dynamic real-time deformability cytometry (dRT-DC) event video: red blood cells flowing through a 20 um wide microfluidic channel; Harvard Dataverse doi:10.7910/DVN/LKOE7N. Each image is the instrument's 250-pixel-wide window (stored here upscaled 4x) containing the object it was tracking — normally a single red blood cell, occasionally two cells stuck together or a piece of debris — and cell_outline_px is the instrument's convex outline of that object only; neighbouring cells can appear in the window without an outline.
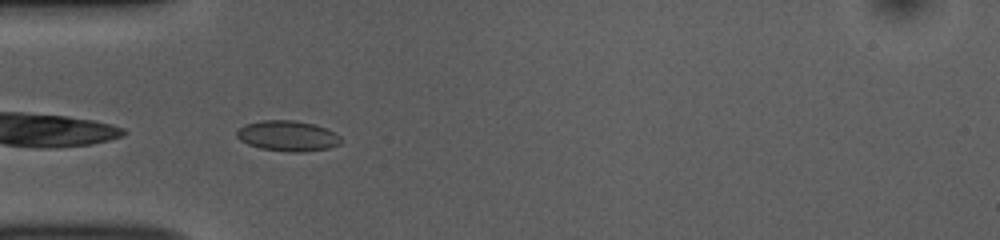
{"species": "common noctule bat (a hibernating species)", "species_latin": "Nyctalus noctula", "temperature_condition": "room temperature", "stored_images_in_passage": 38, "camera_frame_rate_fps": 3000, "um_per_image_px": 0.085, "animal": {"sex": "female", "body_mass_g": 10.0, "forearm_length_mm": 53.1}, "frame": {"image": 1, "passage_image": 1, "time_ms": 0.0, "image_size_px": [1000, 240], "cell_outline_px": [[344, 140], [340, 144], [328, 148], [304, 152], [288, 152], [260, 148], [248, 144], [240, 140], [236, 136], [236, 132], [244, 124], [264, 120], [292, 120], [312, 124], [324, 128], [340, 136]], "centroid_in_image_um": [24.44, 11.56], "position_along_channel_um": 60.6, "area_um2": 18.44}}
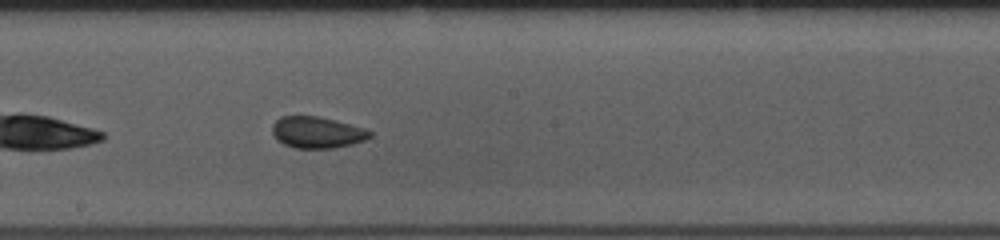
{"frame": {"image": 2, "passage_image": 14, "time_ms": 4.333, "image_size_px": [1000, 240], "cell_outline_px": [[372, 136], [364, 140], [352, 144], [332, 148], [296, 148], [284, 144], [276, 140], [272, 132], [272, 124], [280, 116], [320, 116], [336, 120], [364, 128], [372, 132]], "centroid_in_image_um": [26.93, 11.24], "position_along_channel_um": 221.3, "area_um2": 17.98}}
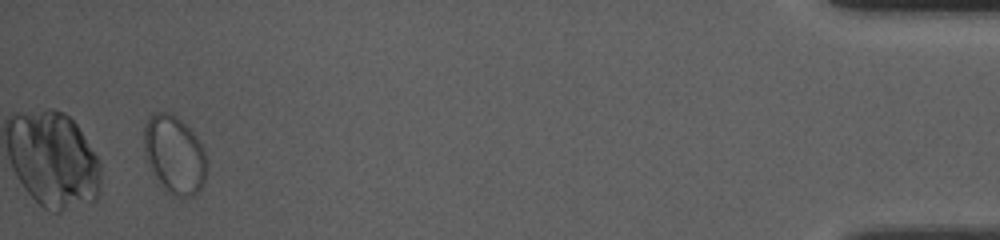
{"frame": {"image": 3, "passage_image": 36, "time_ms": 11.667, "image_size_px": [1000, 240], "cell_outline_px": [[204, 180], [200, 188], [192, 196], [176, 196], [160, 184], [144, 156], [144, 124], [156, 112], [168, 112], [176, 116], [196, 136], [204, 152]], "centroid_in_image_um": [14.78, 13.12], "position_along_channel_um": 420.4, "area_um2": 27.63}, "authors_computed_cell_mechanics": {"area_um2": 17.8891, "velocity_mm_per_s": 3.752, "shape_relaxation_time_tau1_ms": 6.818, "shape_relaxation_time_tau2_ms": null, "deformation_change_tau1": 0.0691, "deformation_change_tau2": null}}